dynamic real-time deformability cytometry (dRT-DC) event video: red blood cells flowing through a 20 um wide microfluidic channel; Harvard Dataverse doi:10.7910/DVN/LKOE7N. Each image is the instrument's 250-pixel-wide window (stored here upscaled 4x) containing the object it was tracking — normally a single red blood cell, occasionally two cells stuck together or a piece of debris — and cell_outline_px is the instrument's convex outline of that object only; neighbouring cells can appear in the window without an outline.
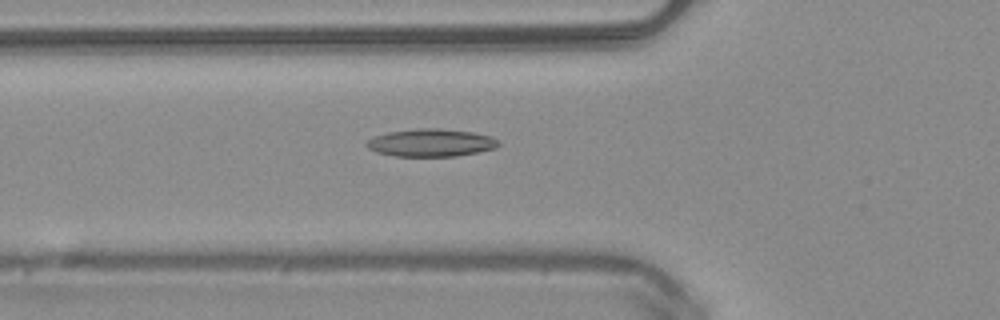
{"species": "common noctule bat (a hibernating species)", "species_latin": "Nyctalus noctula", "temperature_condition": "warm", "stored_images_in_passage": 29, "camera_frame_rate_fps": 3000, "um_per_image_px": 0.085, "animal": {"sex": "male", "body_mass_g": 20.4}, "frame": {"image": 1, "passage_image": 2, "time_ms": 0.333, "image_size_px": [1000, 320], "cell_outline_px": [[500, 144], [496, 148], [456, 156], [396, 156], [376, 152], [368, 148], [364, 144], [372, 136], [388, 132], [416, 128], [440, 128], [472, 132], [492, 136], [500, 140]], "centroid_in_image_um": [36.63, 12.12], "position_along_channel_um": 89.2, "area_um2": 21.44}}
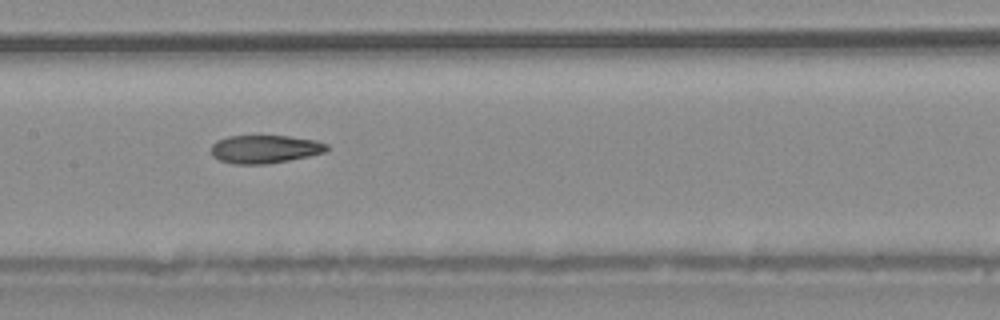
{"frame": {"image": 2, "passage_image": 9, "time_ms": 2.667, "image_size_px": [1000, 320], "cell_outline_px": [[328, 148], [324, 152], [308, 156], [288, 160], [264, 164], [236, 164], [220, 160], [212, 156], [212, 144], [216, 140], [228, 136], [288, 136], [316, 140], [328, 144]], "centroid_in_image_um": [22.5, 12.67], "position_along_channel_um": 184.9, "area_um2": 18.84}}
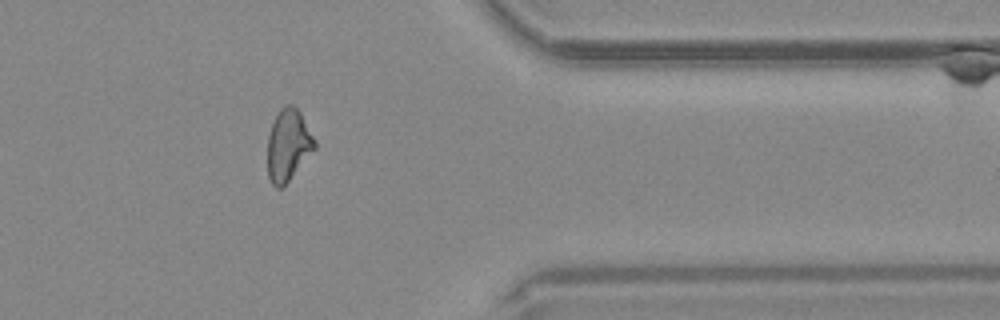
{"frame": {"image": 3, "passage_image": 25, "time_ms": 8.0, "image_size_px": [1000, 320], "cell_outline_px": [[316, 148], [288, 180], [280, 188], [276, 188], [272, 184], [268, 176], [268, 136], [272, 124], [280, 108], [284, 104], [292, 104], [300, 112], [316, 140]], "centroid_in_image_um": [24.5, 12.3], "position_along_channel_um": 386.9, "area_um2": 19.48}}